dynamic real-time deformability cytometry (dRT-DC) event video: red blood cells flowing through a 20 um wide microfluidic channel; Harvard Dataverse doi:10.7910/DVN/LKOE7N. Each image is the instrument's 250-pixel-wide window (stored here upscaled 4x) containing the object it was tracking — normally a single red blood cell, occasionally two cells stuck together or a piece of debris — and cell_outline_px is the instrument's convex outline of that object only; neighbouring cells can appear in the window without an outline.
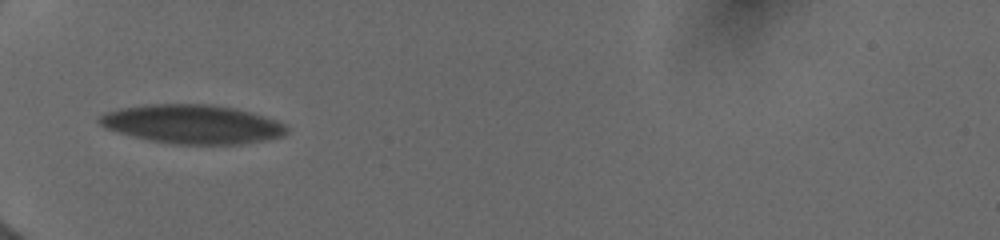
{"species": "human", "species_latin": "Homo sapiens", "temperature_condition": "cold", "stored_images_in_passage": 55, "camera_frame_rate_fps": 3000, "um_per_image_px": 0.085, "donor": {"sex": "female"}, "frame": {"image": 1, "passage_image": 1, "time_ms": 0.0, "image_size_px": [1000, 240], "cell_outline_px": [[288, 132], [284, 136], [264, 140], [240, 144], [172, 144], [148, 140], [132, 136], [104, 128], [96, 120], [104, 112], [120, 108], [148, 104], [204, 104], [236, 108], [252, 112], [276, 120], [284, 124], [288, 128]], "centroid_in_image_um": [16.33, 10.55], "position_along_channel_um": 68.7, "area_um2": 42.66}}
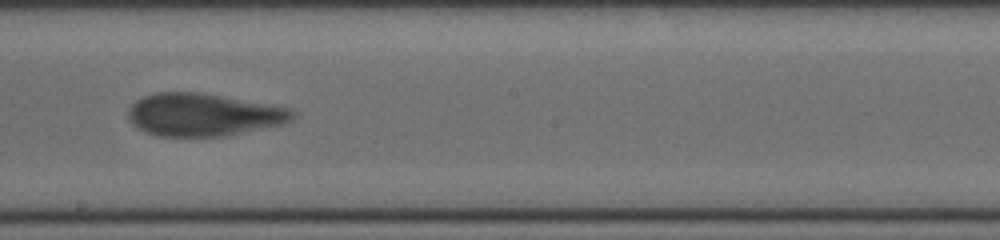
{"frame": {"image": 2, "passage_image": 25, "time_ms": 4.333, "image_size_px": [1000, 240], "cell_outline_px": [[296, 116], [292, 120], [284, 124], [224, 136], [156, 136], [140, 128], [128, 116], [128, 108], [136, 100], [144, 96], [156, 92], [196, 92], [292, 108], [296, 112]], "centroid_in_image_um": [17.33, 9.75], "position_along_channel_um": 230.9, "area_um2": 40.52}}
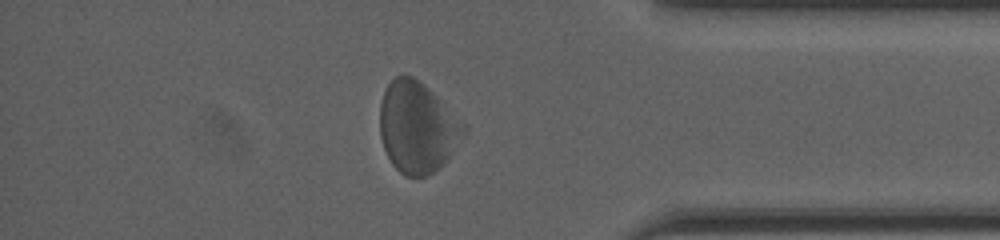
{"frame": {"image": 3, "passage_image": 44, "time_ms": 9.0, "image_size_px": [1000, 240], "cell_outline_px": [[468, 128], [464, 136], [444, 164], [440, 168], [428, 176], [404, 176], [392, 164], [384, 148], [380, 136], [380, 104], [384, 92], [388, 84], [396, 76], [412, 76], [424, 84]], "centroid_in_image_um": [35.47, 10.85], "position_along_channel_um": 399.7, "area_um2": 44.16}, "authors_computed_cell_mechanics": {"area_um2": 42.7142, "velocity_mm_per_s": 3.9234, "shape_relaxation_time_tau1_ms": 3.6873, "shape_relaxation_time_tau2_ms": 1.4041, "deformation_change_tau1": 0.1175, "deformation_change_tau2": 0.0694}}